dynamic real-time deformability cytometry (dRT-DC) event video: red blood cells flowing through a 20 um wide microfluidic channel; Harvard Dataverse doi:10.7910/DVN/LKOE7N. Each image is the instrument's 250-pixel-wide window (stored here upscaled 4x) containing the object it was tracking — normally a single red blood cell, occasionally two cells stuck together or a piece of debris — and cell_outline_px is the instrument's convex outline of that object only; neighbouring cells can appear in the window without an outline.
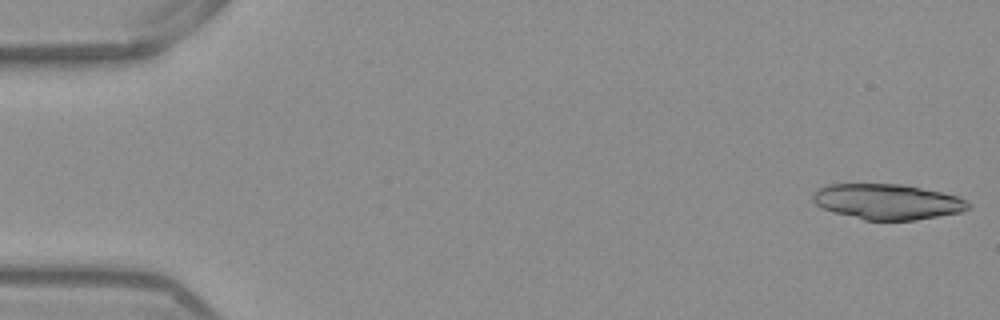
{"species": "Egyptian fruit bat (a non-hibernating species)", "species_latin": "Rousettus aegyptiacus", "temperature_condition": "warm", "stored_images_in_passage": 16, "camera_frame_rate_fps": 3000, "um_per_image_px": 0.085, "frame": {"image": 1, "passage_image": 1, "time_ms": 0.0, "image_size_px": [1000, 320], "cell_outline_px": [[972, 208], [960, 212], [916, 220], [864, 220], [832, 212], [816, 204], [812, 200], [812, 192], [816, 188], [828, 184], [900, 184], [960, 196], [972, 204]], "centroid_in_image_um": [75.42, 17.14], "position_along_channel_um": 9.6, "area_um2": 32.31}}
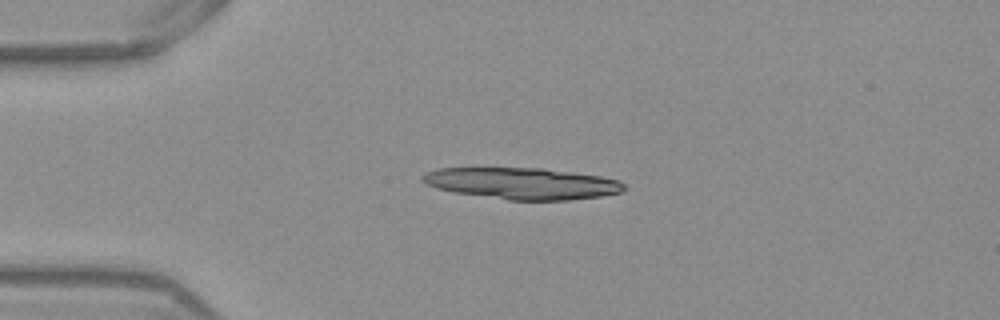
{"frame": {"image": 2, "passage_image": 12, "time_ms": 3.667, "image_size_px": [1000, 320], "cell_outline_px": [[628, 188], [620, 192], [600, 196], [568, 200], [508, 200], [452, 192], [436, 188], [424, 184], [420, 180], [420, 176], [428, 172], [440, 168], [544, 168], [600, 176], [620, 180]], "centroid_in_image_um": [44.36, 15.59], "position_along_channel_um": 40.6, "area_um2": 37.17}}